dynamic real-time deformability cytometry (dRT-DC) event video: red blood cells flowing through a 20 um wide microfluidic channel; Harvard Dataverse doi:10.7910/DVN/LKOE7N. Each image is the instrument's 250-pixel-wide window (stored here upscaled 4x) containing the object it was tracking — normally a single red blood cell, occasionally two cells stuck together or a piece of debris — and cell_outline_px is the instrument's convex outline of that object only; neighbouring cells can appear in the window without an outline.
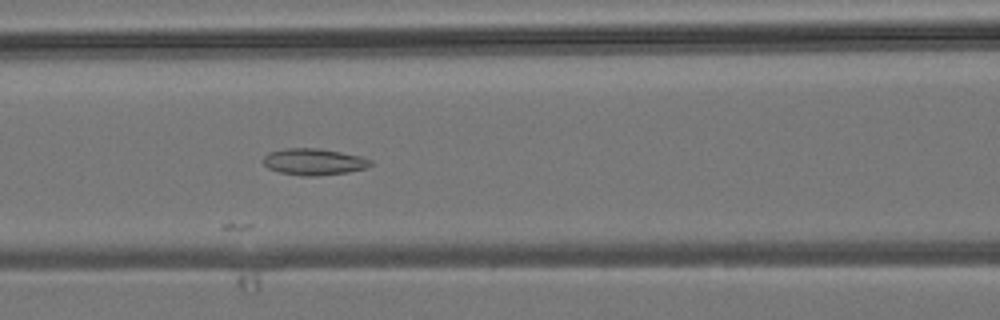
{"species": "common noctule bat (a hibernating species)", "species_latin": "Nyctalus noctula", "temperature_condition": "room temperature", "stored_images_in_passage": 5, "camera_frame_rate_fps": 3000, "um_per_image_px": 0.085, "animal": {"sex": "male", "body_mass_g": 19.2, "forearm_length_mm": 51.8}, "frame": {"image": 1, "passage_image": 5, "time_ms": 4.667, "image_size_px": [1000, 320], "cell_outline_px": [[372, 164], [368, 168], [348, 172], [316, 176], [300, 176], [280, 172], [268, 168], [264, 164], [264, 156], [268, 152], [284, 148], [316, 148], [340, 152], [360, 156], [372, 160]], "centroid_in_image_um": [26.68, 13.75], "position_along_channel_um": 139.9, "area_um2": 16.65}}